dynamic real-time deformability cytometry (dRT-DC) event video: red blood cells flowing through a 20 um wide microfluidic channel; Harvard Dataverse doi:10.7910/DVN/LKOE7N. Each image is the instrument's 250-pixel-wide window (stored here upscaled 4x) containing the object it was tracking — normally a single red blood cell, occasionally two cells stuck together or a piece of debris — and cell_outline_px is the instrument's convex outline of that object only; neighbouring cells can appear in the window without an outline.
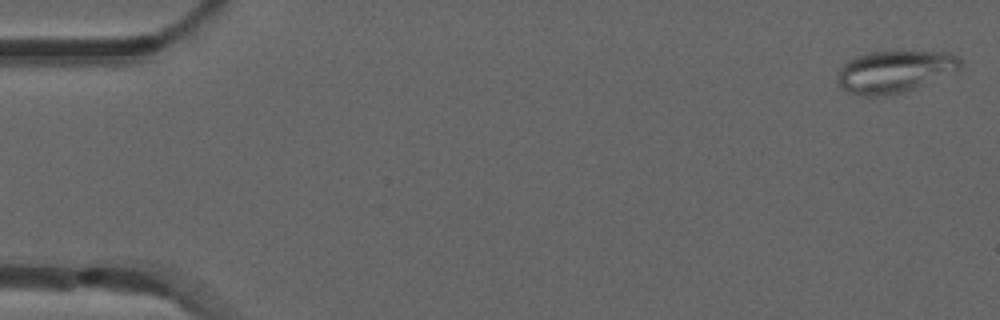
{"species": "common noctule bat (a hibernating species)", "species_latin": "Nyctalus noctula", "temperature_condition": "room temperature", "stored_images_in_passage": 52, "camera_frame_rate_fps": 3000, "um_per_image_px": 0.085, "animal": {"sex": "male", "forearm_length_mm": 52.5}, "frame": {"image": 1, "passage_image": 1, "time_ms": 0.0, "image_size_px": [1000, 320], "cell_outline_px": [[964, 64], [960, 68], [904, 92], [884, 96], [864, 96], [848, 92], [840, 88], [836, 80], [836, 72], [844, 64], [856, 56], [868, 52], [948, 52], [956, 56]], "centroid_in_image_um": [75.96, 6.09], "position_along_channel_um": 9.0, "area_um2": 29.77}}
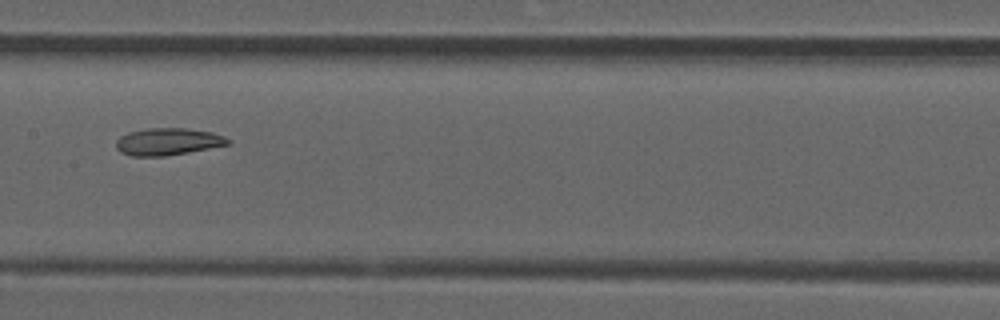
{"frame": {"image": 2, "passage_image": 26, "time_ms": 8.333, "image_size_px": [1000, 320], "cell_outline_px": [[232, 144], [188, 152], [164, 156], [132, 156], [120, 152], [116, 148], [116, 140], [120, 136], [128, 132], [148, 128], [184, 128], [212, 132], [224, 136], [232, 140]], "centroid_in_image_um": [14.29, 12.04], "position_along_channel_um": 193.1, "area_um2": 17.8}}
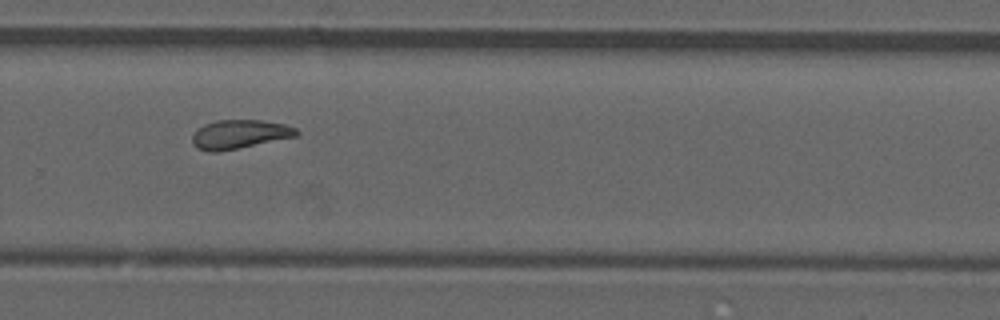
{"frame": {"image": 3, "passage_image": 35, "time_ms": 11.333, "image_size_px": [1000, 320], "cell_outline_px": [[300, 132], [296, 136], [216, 152], [208, 152], [196, 148], [192, 144], [192, 136], [196, 128], [204, 124], [216, 120], [260, 120], [284, 124], [296, 128]], "centroid_in_image_um": [20.3, 11.4], "position_along_channel_um": 309.5, "area_um2": 17.46}, "authors_computed_cell_mechanics": {"area_um2": 18.0914, "velocity_mm_per_s": 3.8966, "shape_relaxation_time_tau1_ms": null, "shape_relaxation_time_tau2_ms": 7.9856, "deformation_change_tau1": null, "deformation_change_tau2": 0.1721}}